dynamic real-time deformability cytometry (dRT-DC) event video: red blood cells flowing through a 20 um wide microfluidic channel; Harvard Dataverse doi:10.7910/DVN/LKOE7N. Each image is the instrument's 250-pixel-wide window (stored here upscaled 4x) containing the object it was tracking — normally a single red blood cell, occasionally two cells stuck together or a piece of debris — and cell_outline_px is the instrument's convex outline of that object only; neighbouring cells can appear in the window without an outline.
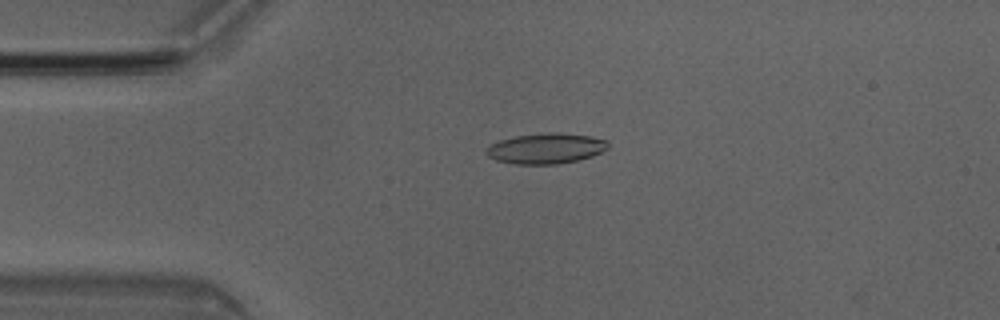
{"species": "Egyptian fruit bat (a non-hibernating species)", "species_latin": "Rousettus aegyptiacus", "temperature_condition": "room temperature", "stored_images_in_passage": 3, "camera_frame_rate_fps": 3000, "um_per_image_px": 0.085, "animal": {"sex": "male"}, "frame": {"image": 1, "passage_image": 1, "time_ms": 0.0, "image_size_px": [1000, 320], "cell_outline_px": [[608, 148], [592, 156], [576, 160], [556, 164], [516, 164], [496, 160], [488, 156], [484, 152], [492, 144], [500, 140], [516, 136], [548, 132], [560, 132], [592, 136], [608, 140]], "centroid_in_image_um": [46.42, 12.61], "position_along_channel_um": 38.6, "area_um2": 21.56}}